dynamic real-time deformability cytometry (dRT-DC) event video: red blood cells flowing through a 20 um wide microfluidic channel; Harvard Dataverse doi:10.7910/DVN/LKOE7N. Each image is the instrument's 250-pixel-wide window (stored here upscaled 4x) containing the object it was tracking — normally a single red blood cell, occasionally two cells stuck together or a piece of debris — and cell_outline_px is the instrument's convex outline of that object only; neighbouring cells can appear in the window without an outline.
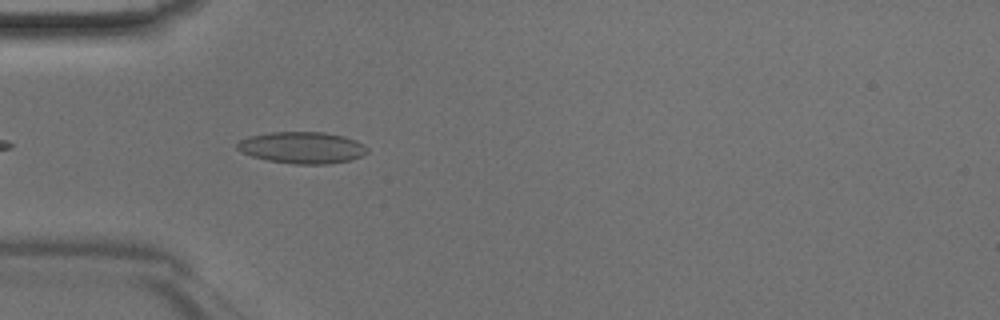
{"species": "Egyptian fruit bat (a non-hibernating species)", "species_latin": "Rousettus aegyptiacus", "temperature_condition": "room temperature", "stored_images_in_passage": 18, "camera_frame_rate_fps": 3000, "um_per_image_px": 0.085, "animal": {"sex": "male"}, "frame": {"image": 1, "passage_image": 3, "time_ms": 0.667, "image_size_px": [1000, 320], "cell_outline_px": [[368, 152], [360, 156], [348, 160], [328, 164], [296, 164], [268, 160], [252, 156], [236, 148], [236, 144], [240, 140], [252, 136], [272, 132], [324, 132], [344, 136], [356, 140], [364, 144], [368, 148]], "centroid_in_image_um": [25.71, 12.54], "position_along_channel_um": 59.3, "area_um2": 23.76}}
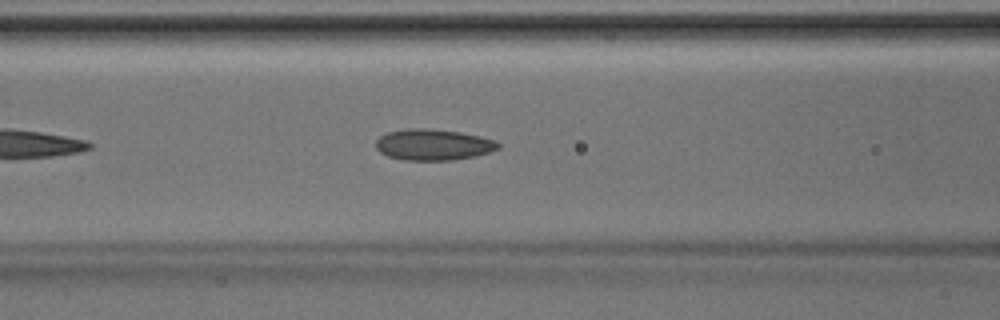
{"frame": {"image": 2, "passage_image": 8, "time_ms": 2.333, "image_size_px": [1000, 320], "cell_outline_px": [[500, 148], [476, 156], [452, 160], [404, 160], [388, 156], [380, 152], [376, 148], [376, 140], [380, 136], [388, 132], [408, 128], [428, 128], [460, 132], [480, 136], [496, 140], [500, 144]], "centroid_in_image_um": [36.83, 12.29], "position_along_channel_um": 129.8, "area_um2": 22.25}}
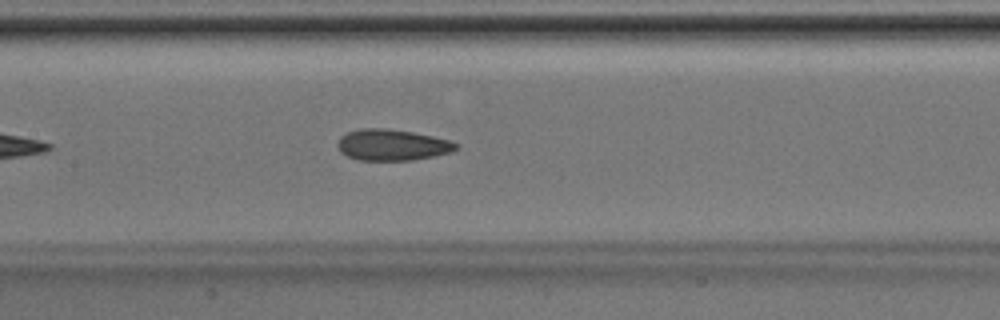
{"frame": {"image": 3, "passage_image": 11, "time_ms": 3.333, "image_size_px": [1000, 320], "cell_outline_px": [[460, 148], [452, 152], [412, 160], [356, 160], [340, 152], [336, 144], [340, 136], [348, 132], [360, 128], [388, 128], [412, 132], [432, 136], [448, 140], [460, 144]], "centroid_in_image_um": [33.32, 12.31], "position_along_channel_um": 174.1, "area_um2": 21.68}}